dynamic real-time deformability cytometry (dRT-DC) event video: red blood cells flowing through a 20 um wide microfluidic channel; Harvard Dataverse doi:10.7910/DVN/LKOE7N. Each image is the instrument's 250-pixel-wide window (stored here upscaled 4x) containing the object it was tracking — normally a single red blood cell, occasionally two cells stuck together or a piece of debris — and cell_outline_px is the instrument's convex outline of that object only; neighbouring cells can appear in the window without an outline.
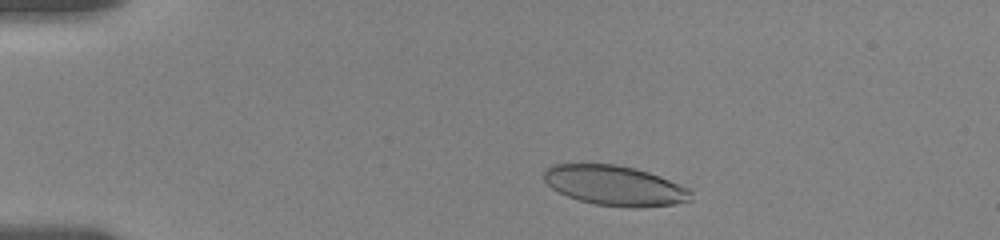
{"species": "human", "species_latin": "Homo sapiens", "temperature_condition": "room temperature", "stored_images_in_passage": 21, "camera_frame_rate_fps": 3000, "um_per_image_px": 0.085, "donor": {"sex": "female"}, "frame": {"image": 1, "passage_image": 4, "time_ms": 1.667, "image_size_px": [1000, 240], "cell_outline_px": [[692, 200], [676, 204], [640, 208], [632, 208], [596, 204], [580, 200], [568, 196], [552, 188], [544, 180], [544, 168], [552, 164], [616, 164], [636, 168], [660, 176], [688, 188], [692, 192]], "centroid_in_image_um": [52.28, 15.77], "position_along_channel_um": 32.7, "area_um2": 34.33}}
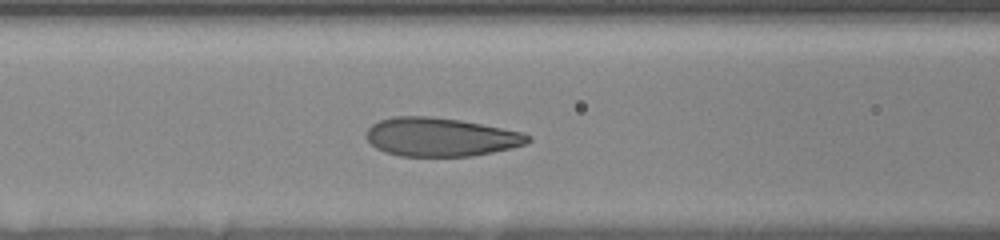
{"frame": {"image": 2, "passage_image": 12, "time_ms": 6.0, "image_size_px": [1000, 240], "cell_outline_px": [[532, 140], [528, 144], [512, 148], [472, 156], [400, 156], [384, 152], [376, 148], [368, 140], [368, 128], [372, 124], [380, 120], [392, 116], [432, 116], [460, 120], [524, 132], [532, 136]], "centroid_in_image_um": [37.5, 11.65], "position_along_channel_um": 129.1, "area_um2": 36.53}}
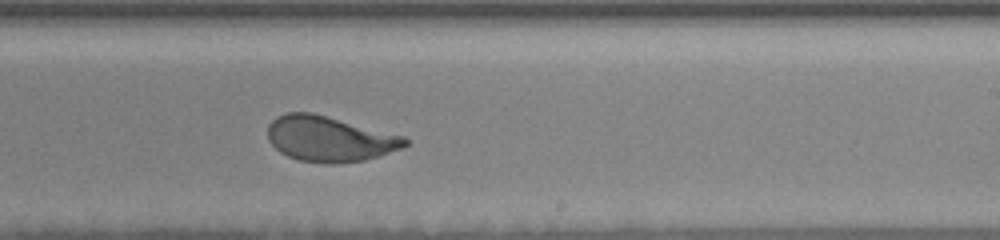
{"frame": {"image": 3, "passage_image": 21, "time_ms": 9.667, "image_size_px": [1000, 240], "cell_outline_px": [[408, 144], [404, 148], [364, 160], [332, 164], [328, 164], [300, 160], [288, 156], [280, 152], [268, 140], [268, 124], [276, 116], [288, 112], [312, 112], [404, 136], [408, 140]], "centroid_in_image_um": [28.0, 11.8], "position_along_channel_um": 261.0, "area_um2": 36.3}}